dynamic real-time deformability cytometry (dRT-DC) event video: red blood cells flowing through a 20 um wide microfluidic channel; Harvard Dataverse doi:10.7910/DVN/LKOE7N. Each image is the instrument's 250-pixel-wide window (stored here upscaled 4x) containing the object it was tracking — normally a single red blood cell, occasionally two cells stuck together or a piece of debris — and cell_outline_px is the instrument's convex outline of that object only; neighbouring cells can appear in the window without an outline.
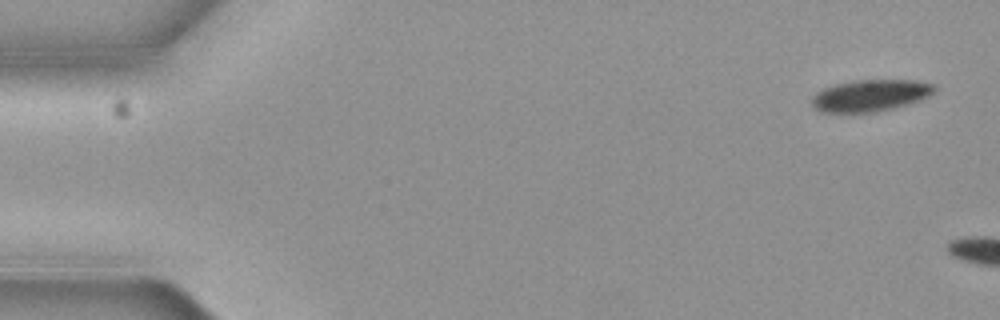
{"species": "common noctule bat (a hibernating species)", "species_latin": "Nyctalus noctula", "temperature_condition": "cold", "stored_images_in_passage": 2, "camera_frame_rate_fps": 3000, "um_per_image_px": 0.085, "animal": {"sex": "female", "body_mass_g": 19.3, "forearm_length_mm": 54.1}, "frame": {"image": 1, "passage_image": 1, "time_ms": 0.0, "image_size_px": [1000, 320], "cell_outline_px": [[936, 88], [928, 96], [920, 100], [892, 108], [876, 112], [820, 112], [812, 104], [812, 96], [816, 92], [832, 84], [852, 80], [916, 80], [936, 84]], "centroid_in_image_um": [73.97, 8.1], "position_along_channel_um": 11.0, "area_um2": 22.72}}